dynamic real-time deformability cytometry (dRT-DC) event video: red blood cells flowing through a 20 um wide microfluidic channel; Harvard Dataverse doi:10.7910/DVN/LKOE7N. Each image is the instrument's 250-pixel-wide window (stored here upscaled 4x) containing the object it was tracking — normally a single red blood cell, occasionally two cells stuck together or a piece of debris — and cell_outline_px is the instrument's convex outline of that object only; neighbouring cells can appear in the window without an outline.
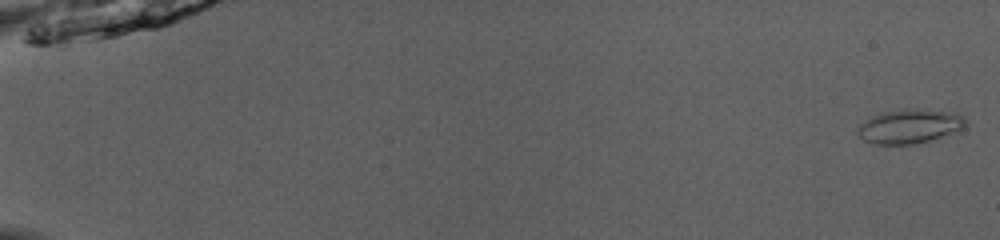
{"species": "common noctule bat (a hibernating species)", "species_latin": "Nyctalus noctula", "temperature_condition": "room temperature", "stored_images_in_passage": 51, "camera_frame_rate_fps": 3000, "um_per_image_px": 0.085, "animal": {"sex": "male", "body_mass_g": 13.0, "forearm_length_mm": 53.1}, "frame": {"image": 1, "passage_image": 1, "time_ms": 0.0, "image_size_px": [1000, 240], "cell_outline_px": [[964, 128], [960, 132], [912, 144], [876, 144], [864, 140], [856, 132], [860, 124], [872, 116], [880, 112], [916, 108], [956, 112], [964, 116]], "centroid_in_image_um": [77.35, 10.72], "position_along_channel_um": 7.6, "area_um2": 21.56}}
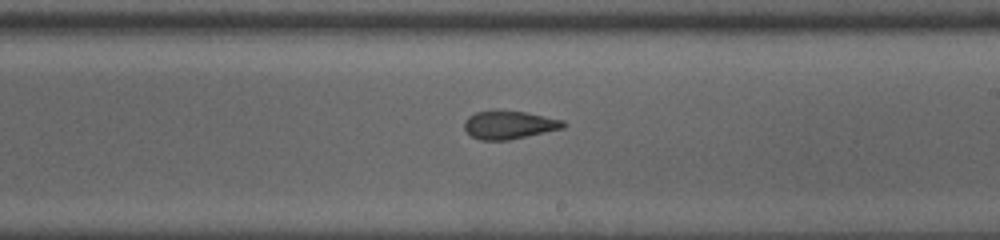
{"frame": {"image": 2, "passage_image": 32, "time_ms": 10.333, "image_size_px": [1000, 240], "cell_outline_px": [[568, 124], [564, 128], [508, 140], [480, 140], [472, 136], [464, 128], [464, 120], [468, 116], [476, 112], [524, 112], [564, 120]], "centroid_in_image_um": [43.3, 10.64], "position_along_channel_um": 245.7, "area_um2": 15.9}}
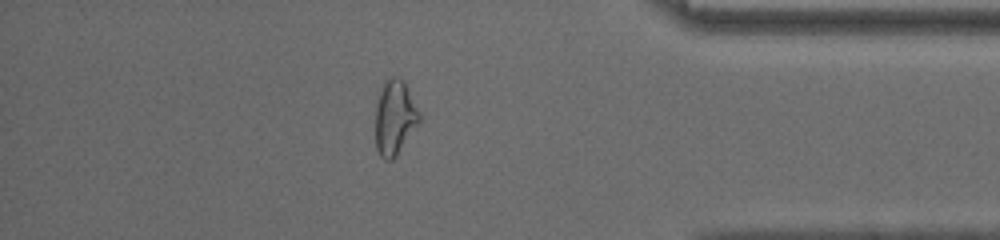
{"frame": {"image": 3, "passage_image": 45, "time_ms": 14.667, "image_size_px": [1000, 240], "cell_outline_px": [[420, 120], [396, 156], [392, 160], [384, 160], [380, 156], [376, 148], [376, 104], [384, 80], [392, 76], [396, 76], [404, 80], [420, 112]], "centroid_in_image_um": [33.55, 9.97], "position_along_channel_um": 401.7, "area_um2": 19.07}, "authors_computed_cell_mechanics": {"area_um2": 18.2648, "velocity_mm_per_s": 4.0683, "shape_relaxation_time_tau1_ms": null, "shape_relaxation_time_tau2_ms": 1.4922, "deformation_change_tau1": null, "deformation_change_tau2": 0.088}}